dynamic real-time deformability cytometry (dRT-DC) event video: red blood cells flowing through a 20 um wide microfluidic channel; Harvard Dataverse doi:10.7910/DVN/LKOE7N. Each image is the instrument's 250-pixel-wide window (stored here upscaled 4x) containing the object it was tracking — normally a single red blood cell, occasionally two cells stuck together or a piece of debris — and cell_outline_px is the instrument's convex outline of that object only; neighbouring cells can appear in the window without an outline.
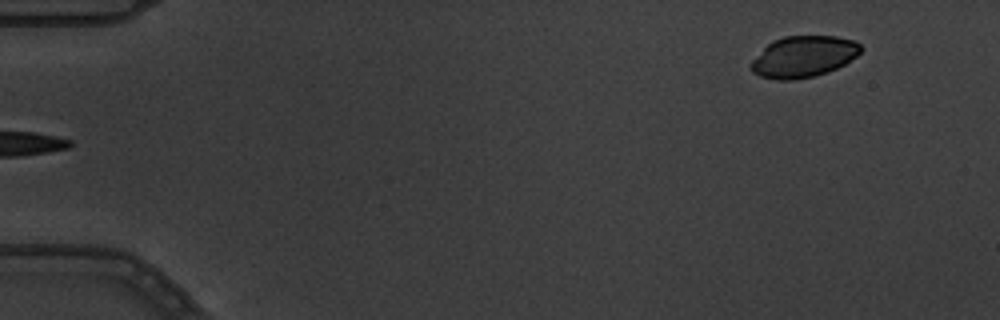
{"species": "common noctule bat (a hibernating species)", "species_latin": "Nyctalus noctula", "temperature_condition": "warm", "stored_images_in_passage": 5, "segment_of_instrument_passage": [2, 2], "camera_frame_rate_fps": 3000, "um_per_image_px": 0.085, "animal": {"sex": "male", "body_mass_g": 19.5, "forearm_length_mm": 54.6}, "frame": {"image": 1, "passage_image": 5, "time_ms": 1.333, "image_size_px": [1000, 320], "cell_outline_px": [[864, 48], [856, 56], [844, 64], [828, 72], [796, 80], [776, 80], [760, 76], [752, 72], [748, 68], [752, 60], [772, 40], [784, 36], [836, 36], [856, 40]], "centroid_in_image_um": [68.29, 4.81], "position_along_channel_um": 16.7, "area_um2": 26.59}}